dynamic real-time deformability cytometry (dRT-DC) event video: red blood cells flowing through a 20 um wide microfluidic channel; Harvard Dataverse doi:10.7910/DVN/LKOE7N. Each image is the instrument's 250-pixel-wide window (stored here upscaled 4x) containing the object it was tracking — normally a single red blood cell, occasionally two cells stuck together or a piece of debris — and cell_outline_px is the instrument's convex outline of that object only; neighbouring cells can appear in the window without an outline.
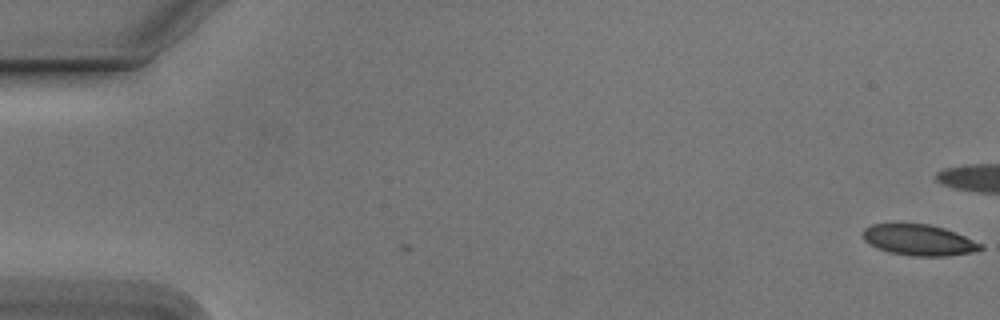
{"species": "Egyptian fruit bat (a non-hibernating species)", "species_latin": "Rousettus aegyptiacus", "temperature_condition": "cold", "stored_images_in_passage": 9, "camera_frame_rate_fps": 3000, "um_per_image_px": 0.085, "animal": {"sex": "male"}, "frame": {"image": 1, "passage_image": 1, "time_ms": 0.0, "image_size_px": [1000, 320], "cell_outline_px": [[984, 248], [972, 252], [948, 256], [912, 256], [888, 252], [876, 248], [864, 240], [864, 228], [872, 224], [928, 224], [944, 228], [956, 232], [984, 244]], "centroid_in_image_um": [78.14, 20.41], "position_along_channel_um": 6.9, "area_um2": 21.27}}